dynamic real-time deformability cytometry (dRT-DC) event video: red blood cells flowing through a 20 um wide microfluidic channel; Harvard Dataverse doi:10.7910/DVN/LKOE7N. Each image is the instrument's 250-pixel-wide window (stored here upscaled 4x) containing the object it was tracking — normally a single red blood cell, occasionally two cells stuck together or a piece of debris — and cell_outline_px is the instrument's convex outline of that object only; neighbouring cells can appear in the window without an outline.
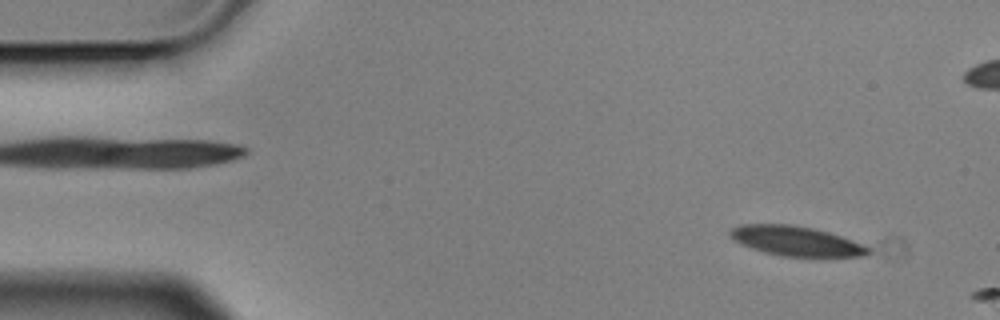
{"species": "Egyptian fruit bat (a non-hibernating species)", "species_latin": "Rousettus aegyptiacus", "temperature_condition": "cold", "stored_images_in_passage": 2, "camera_frame_rate_fps": 3000, "um_per_image_px": 0.085, "animal": {"sex": "male"}, "frame": {"image": 1, "passage_image": 1, "time_ms": 0.0, "image_size_px": [1000, 320], "cell_outline_px": [[872, 252], [864, 256], [784, 256], [764, 252], [740, 244], [728, 236], [728, 232], [732, 228], [740, 224], [788, 224], [812, 228], [828, 232], [840, 236], [872, 248]], "centroid_in_image_um": [67.63, 20.48], "position_along_channel_um": 17.4, "area_um2": 23.76}}